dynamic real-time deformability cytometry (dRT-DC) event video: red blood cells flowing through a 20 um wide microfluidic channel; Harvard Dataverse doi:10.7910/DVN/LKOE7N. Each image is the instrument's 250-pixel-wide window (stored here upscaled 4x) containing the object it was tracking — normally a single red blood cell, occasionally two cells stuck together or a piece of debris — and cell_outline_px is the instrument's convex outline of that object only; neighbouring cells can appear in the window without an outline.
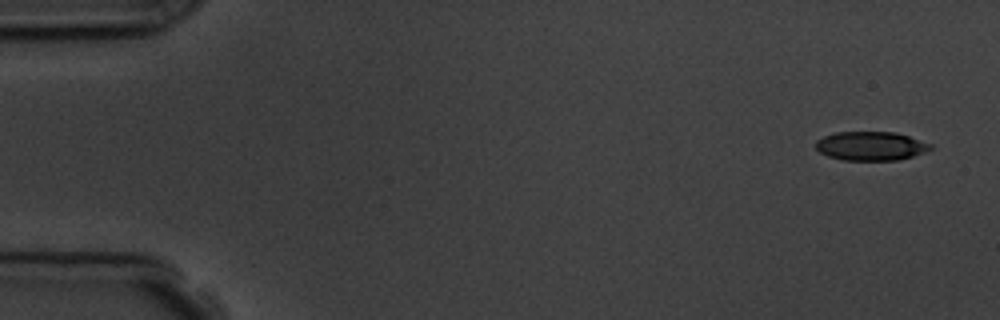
{"species": "common noctule bat (a hibernating species)", "species_latin": "Nyctalus noctula", "temperature_condition": "room temperature", "stored_images_in_passage": 6, "camera_frame_rate_fps": 3000, "um_per_image_px": 0.085, "animal": {"sex": "male", "body_mass_g": 19.5, "forearm_length_mm": 54.6}, "frame": {"image": 1, "passage_image": 1, "time_ms": 0.0, "image_size_px": [1000, 320], "cell_outline_px": [[932, 148], [924, 152], [912, 156], [896, 160], [844, 160], [828, 156], [820, 152], [816, 148], [816, 140], [824, 136], [836, 132], [896, 132], [932, 144]], "centroid_in_image_um": [74.01, 12.4], "position_along_channel_um": 11.0, "area_um2": 19.19}}
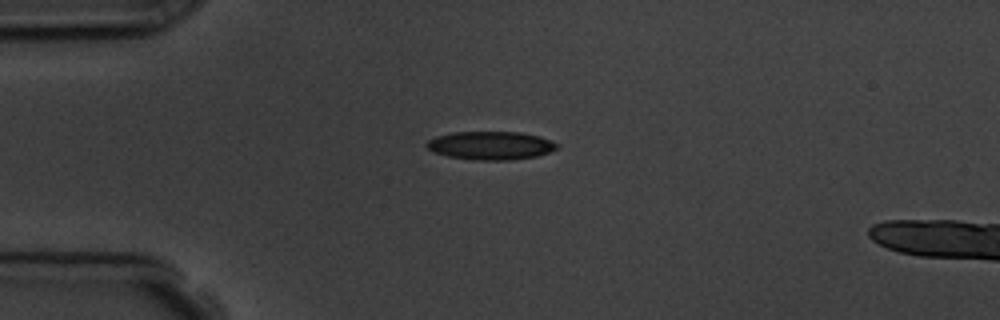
{"frame": {"image": 2, "passage_image": 4, "time_ms": 3.667, "image_size_px": [1000, 320], "cell_outline_px": [[560, 148], [536, 156], [512, 160], [476, 160], [448, 156], [436, 152], [428, 148], [424, 144], [428, 140], [436, 136], [452, 132], [520, 132], [540, 136], [552, 140], [560, 144]], "centroid_in_image_um": [41.75, 12.36], "position_along_channel_um": 43.2, "area_um2": 21.62}}